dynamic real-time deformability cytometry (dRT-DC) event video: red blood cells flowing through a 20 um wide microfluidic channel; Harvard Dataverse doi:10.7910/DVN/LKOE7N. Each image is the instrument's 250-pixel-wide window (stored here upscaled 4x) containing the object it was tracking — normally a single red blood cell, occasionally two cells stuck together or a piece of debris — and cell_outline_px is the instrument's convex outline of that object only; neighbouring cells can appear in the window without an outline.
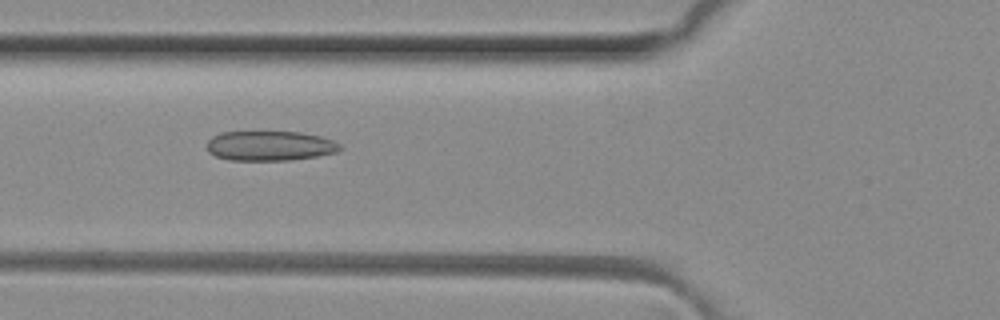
{"species": "common noctule bat (a hibernating species)", "species_latin": "Nyctalus noctula", "temperature_condition": "room temperature", "stored_images_in_passage": 49, "camera_frame_rate_fps": 3000, "um_per_image_px": 0.085, "animal": {"sex": "female", "body_mass_g": 29.2, "forearm_length_mm": 56.3}, "frame": {"image": 1, "passage_image": 18, "time_ms": 5.667, "image_size_px": [1000, 320], "cell_outline_px": [[344, 148], [336, 152], [316, 156], [288, 160], [228, 160], [216, 156], [208, 152], [208, 140], [212, 136], [220, 132], [300, 132], [320, 136], [332, 140], [340, 144]], "centroid_in_image_um": [22.94, 12.39], "position_along_channel_um": 102.9, "area_um2": 23.06}}
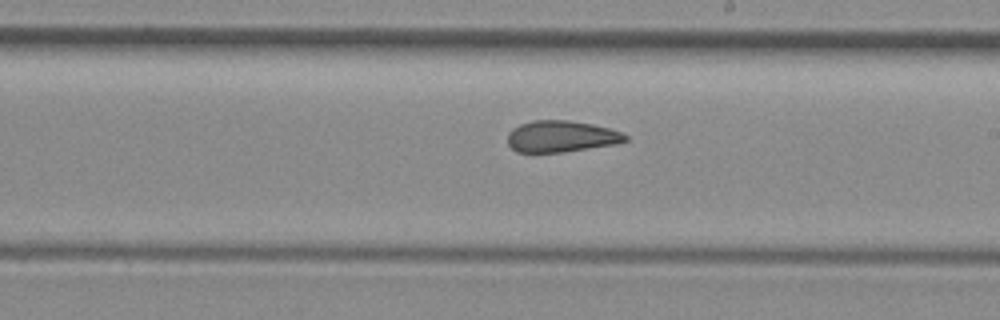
{"frame": {"image": 2, "passage_image": 28, "time_ms": 9.0, "image_size_px": [1000, 320], "cell_outline_px": [[628, 140], [616, 144], [560, 152], [516, 152], [508, 144], [508, 132], [512, 128], [520, 124], [532, 120], [568, 120], [592, 124], [608, 128], [620, 132], [628, 136]], "centroid_in_image_um": [47.68, 11.59], "position_along_channel_um": 241.3, "area_um2": 21.5}}
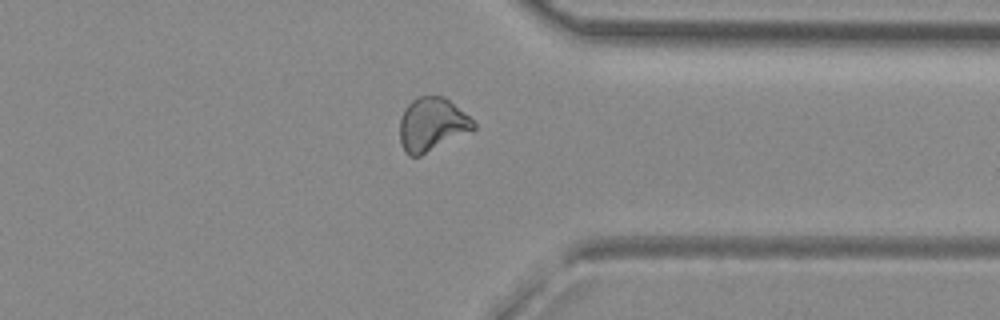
{"frame": {"image": 3, "passage_image": 38, "time_ms": 12.333, "image_size_px": [1000, 320], "cell_outline_px": [[476, 128], [420, 156], [408, 156], [404, 152], [400, 144], [400, 120], [404, 108], [412, 100], [420, 96], [444, 96], [464, 112], [476, 124]], "centroid_in_image_um": [36.68, 10.58], "position_along_channel_um": 374.7, "area_um2": 22.83}, "authors_computed_cell_mechanics": {"area_um2": 23.2934, "velocity_mm_per_s": 4.1477, "shape_relaxation_time_tau1_ms": null, "shape_relaxation_time_tau2_ms": 1.9629, "deformation_change_tau1": null, "deformation_change_tau2": 0.0923}}